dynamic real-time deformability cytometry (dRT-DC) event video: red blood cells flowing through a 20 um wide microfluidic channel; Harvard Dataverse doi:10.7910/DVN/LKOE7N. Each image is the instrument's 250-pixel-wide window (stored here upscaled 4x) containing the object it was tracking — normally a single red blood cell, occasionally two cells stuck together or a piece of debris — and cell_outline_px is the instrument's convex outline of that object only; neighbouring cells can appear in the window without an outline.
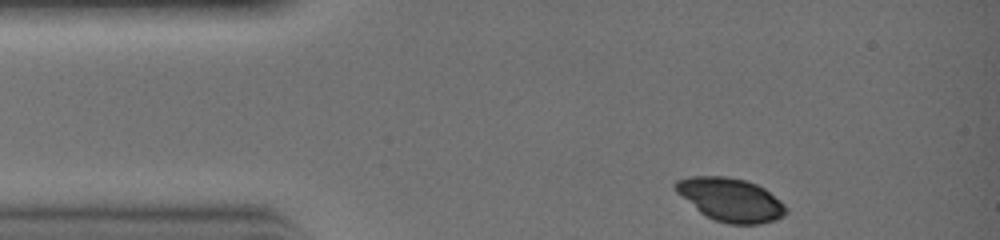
{"species": "common noctule bat (a hibernating species)", "species_latin": "Nyctalus noctula", "temperature_condition": "warm", "stored_images_in_passage": 22, "camera_frame_rate_fps": 3000, "um_per_image_px": 0.085, "animal": {"sex": "female", "body_mass_g": 19.0, "forearm_length_mm": 51.5}, "frame": {"image": 1, "passage_image": 1, "time_ms": 0.0, "image_size_px": [1000, 240], "cell_outline_px": [[788, 212], [784, 216], [776, 220], [760, 224], [728, 224], [716, 220], [700, 212], [676, 192], [672, 188], [672, 184], [676, 180], [688, 176], [724, 176], [748, 180], [764, 188], [780, 200], [788, 208]], "centroid_in_image_um": [62.1, 16.96], "position_along_channel_um": 22.9, "area_um2": 28.15}}
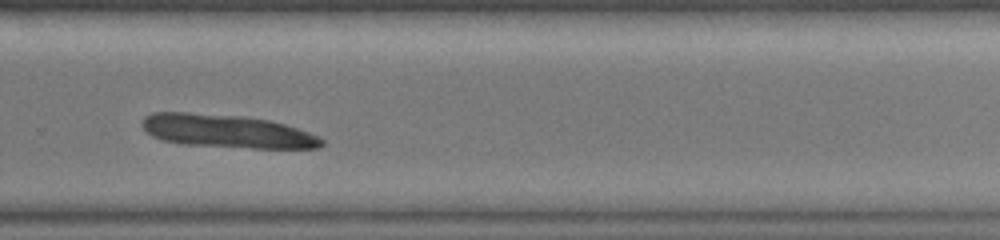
{"frame": {"image": 2, "passage_image": 16, "time_ms": 5.0, "image_size_px": [1000, 240], "cell_outline_px": [[324, 144], [320, 148], [252, 148], [188, 144], [164, 140], [152, 136], [144, 128], [144, 116], [152, 112], [188, 112], [244, 116], [268, 120], [284, 124], [308, 132], [324, 140]], "centroid_in_image_um": [19.31, 11.14], "position_along_channel_um": 310.5, "area_um2": 34.33}}
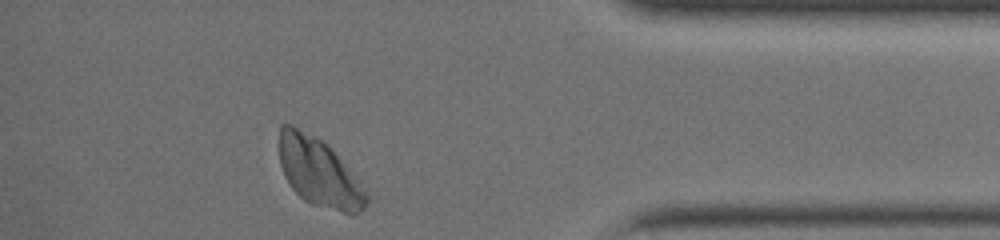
{"frame": {"image": 3, "passage_image": 22, "time_ms": 7.0, "image_size_px": [1000, 240], "cell_outline_px": [[368, 204], [360, 212], [352, 216], [312, 204], [304, 200], [292, 188], [280, 164], [280, 124], [292, 124], [324, 140], [328, 144], [368, 196]], "centroid_in_image_um": [27.1, 14.66], "position_along_channel_um": 408.1, "area_um2": 34.33}}